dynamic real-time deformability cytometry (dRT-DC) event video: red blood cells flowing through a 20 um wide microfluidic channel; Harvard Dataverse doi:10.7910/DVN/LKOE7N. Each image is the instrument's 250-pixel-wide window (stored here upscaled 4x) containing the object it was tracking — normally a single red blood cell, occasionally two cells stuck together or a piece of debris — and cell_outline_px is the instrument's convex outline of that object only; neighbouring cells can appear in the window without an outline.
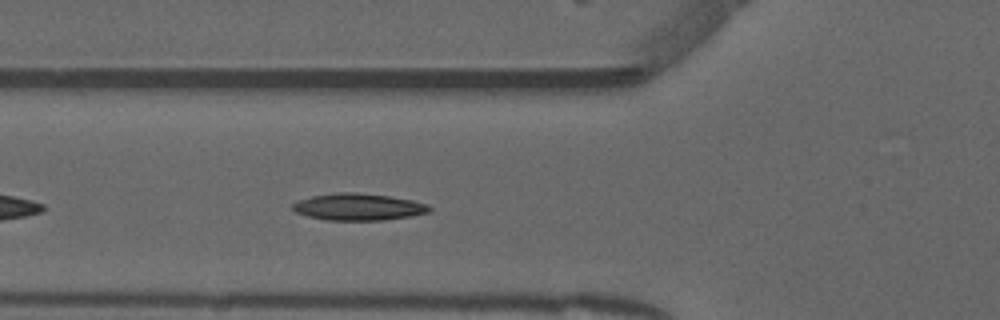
{"species": "common noctule bat (a hibernating species)", "species_latin": "Nyctalus noctula", "temperature_condition": "warm", "stored_images_in_passage": 38, "camera_frame_rate_fps": 3000, "um_per_image_px": 0.085, "animal": {"sex": "male", "forearm_length_mm": 52.5}, "frame": {"image": 1, "passage_image": 6, "time_ms": 1.667, "image_size_px": [1000, 320], "cell_outline_px": [[432, 208], [428, 212], [412, 216], [384, 220], [324, 220], [308, 216], [296, 212], [292, 208], [292, 204], [296, 200], [312, 196], [340, 192], [352, 192], [388, 196], [412, 200], [428, 204]], "centroid_in_image_um": [30.45, 17.59], "position_along_channel_um": 95.4, "area_um2": 21.39}, "authors_computed_cell_mechanics": {"area_um2": 20.2878, "velocity_mm_per_s": 3.9162, "shape_relaxation_time_tau1_ms": 8.6854, "shape_relaxation_time_tau2_ms": 2.8958, "deformation_change_tau1": 0.218, "deformation_change_tau2": 0.0953}}